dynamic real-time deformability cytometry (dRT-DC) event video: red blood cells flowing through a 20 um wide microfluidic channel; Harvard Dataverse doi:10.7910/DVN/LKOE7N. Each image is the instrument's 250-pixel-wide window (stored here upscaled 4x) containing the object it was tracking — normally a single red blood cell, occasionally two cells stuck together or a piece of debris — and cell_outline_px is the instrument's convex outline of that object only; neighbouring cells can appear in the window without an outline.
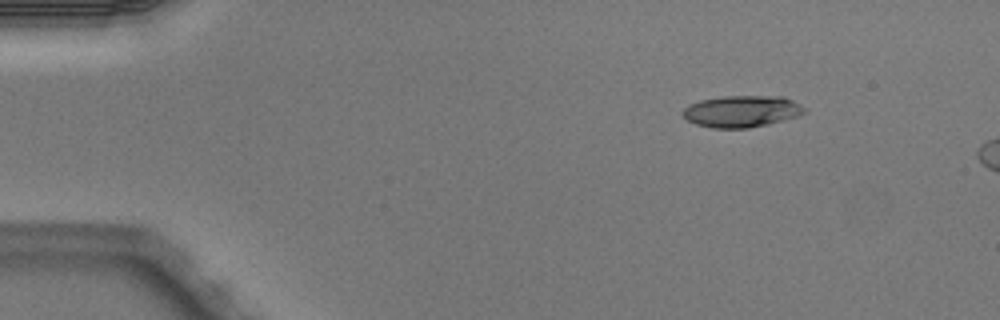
{"species": "Egyptian fruit bat (a non-hibernating species)", "species_latin": "Rousettus aegyptiacus", "temperature_condition": "warm", "stored_images_in_passage": 4, "camera_frame_rate_fps": 3000, "um_per_image_px": 0.085, "animal": {"sex": "male"}, "frame": {"image": 1, "passage_image": 4, "time_ms": 1.0, "image_size_px": [1000, 320], "cell_outline_px": [[808, 112], [796, 116], [768, 124], [748, 128], [712, 128], [696, 124], [688, 120], [680, 112], [688, 104], [700, 100], [724, 96], [784, 96], [800, 104]], "centroid_in_image_um": [63.03, 9.46], "position_along_channel_um": 22.0, "area_um2": 22.48}}